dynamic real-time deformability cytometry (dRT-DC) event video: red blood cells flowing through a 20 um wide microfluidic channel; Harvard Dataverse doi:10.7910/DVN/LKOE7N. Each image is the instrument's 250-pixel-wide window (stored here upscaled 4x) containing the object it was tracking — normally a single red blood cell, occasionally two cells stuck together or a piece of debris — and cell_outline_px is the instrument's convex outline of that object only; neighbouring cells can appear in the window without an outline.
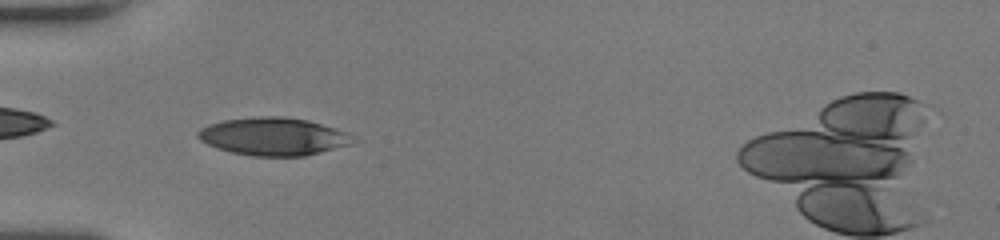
{"species": "human", "species_latin": "Homo sapiens", "temperature_condition": "room temperature", "stored_images_in_passage": 46, "camera_frame_rate_fps": 3000, "um_per_image_px": 0.085, "donor": {"sex": "female"}, "frame": {"image": 1, "passage_image": 12, "time_ms": 3.667, "image_size_px": [1000, 240], "cell_outline_px": [[360, 140], [348, 144], [320, 152], [304, 156], [252, 156], [232, 152], [216, 148], [200, 140], [196, 136], [196, 132], [200, 128], [208, 124], [224, 120], [256, 116], [284, 116], [308, 120], [336, 128], [348, 132]], "centroid_in_image_um": [23.23, 11.59], "position_along_channel_um": 61.8, "area_um2": 34.39}}
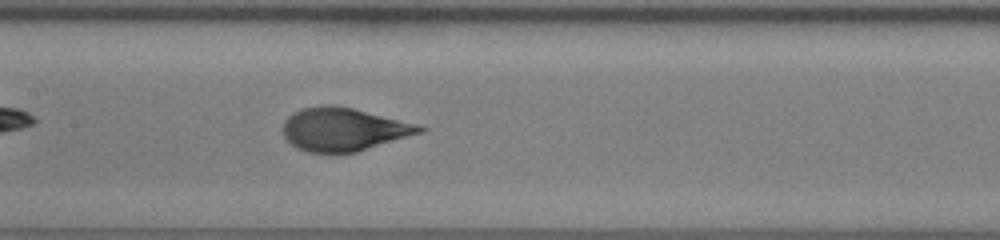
{"frame": {"image": 2, "passage_image": 21, "time_ms": 6.667, "image_size_px": [1000, 240], "cell_outline_px": [[428, 128], [424, 132], [356, 152], [308, 152], [296, 148], [284, 136], [284, 120], [292, 112], [300, 108], [320, 104], [332, 104], [352, 108], [416, 124]], "centroid_in_image_um": [29.18, 10.98], "position_along_channel_um": 178.2, "area_um2": 34.28}}
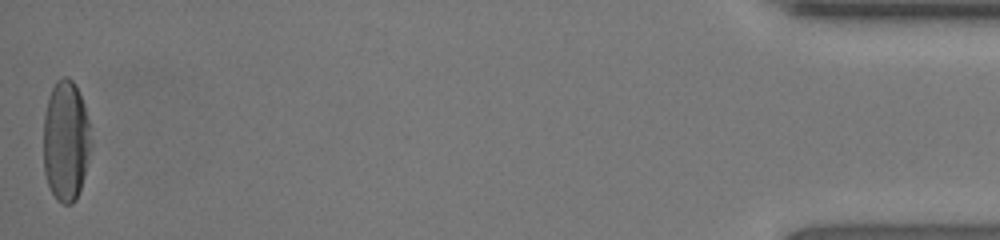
{"frame": {"image": 3, "passage_image": 46, "time_ms": 15.0, "image_size_px": [1000, 240], "cell_outline_px": [[92, 144], [84, 176], [76, 200], [72, 204], [64, 204], [56, 200], [48, 184], [44, 172], [44, 116], [48, 100], [52, 88], [56, 80], [60, 76], [68, 76], [72, 80], [84, 104], [88, 120]], "centroid_in_image_um": [5.6, 11.98], "position_along_channel_um": 429.6, "area_um2": 33.47}, "authors_computed_cell_mechanics": {"area_um2": 33.9286, "velocity_mm_per_s": 4.0893, "shape_relaxation_time_tau1_ms": 3.5639, "shape_relaxation_time_tau2_ms": null, "deformation_change_tau1": 0.2245, "deformation_change_tau2": null}}